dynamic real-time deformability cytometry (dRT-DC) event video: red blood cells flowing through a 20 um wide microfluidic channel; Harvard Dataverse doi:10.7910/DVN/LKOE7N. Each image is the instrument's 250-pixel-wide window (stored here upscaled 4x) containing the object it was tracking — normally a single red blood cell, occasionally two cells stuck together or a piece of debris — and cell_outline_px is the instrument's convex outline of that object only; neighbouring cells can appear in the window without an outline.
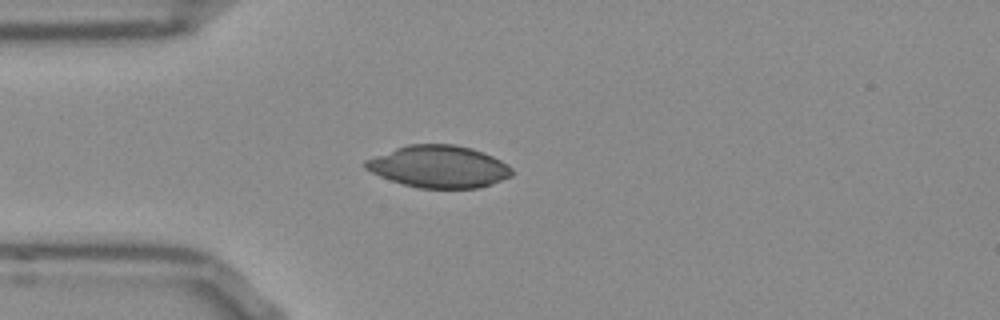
{"species": "Egyptian fruit bat (a non-hibernating species)", "species_latin": "Rousettus aegyptiacus", "temperature_condition": "room temperature", "stored_images_in_passage": 40, "camera_frame_rate_fps": 3000, "um_per_image_px": 0.085, "frame": {"image": 1, "passage_image": 1, "time_ms": 0.0, "image_size_px": [1000, 320], "cell_outline_px": [[512, 176], [492, 184], [480, 188], [420, 188], [404, 184], [380, 176], [364, 168], [364, 160], [396, 148], [408, 144], [456, 144], [472, 148], [492, 156], [508, 164], [512, 168]], "centroid_in_image_um": [37.32, 14.16], "position_along_channel_um": 47.7, "area_um2": 35.89}}
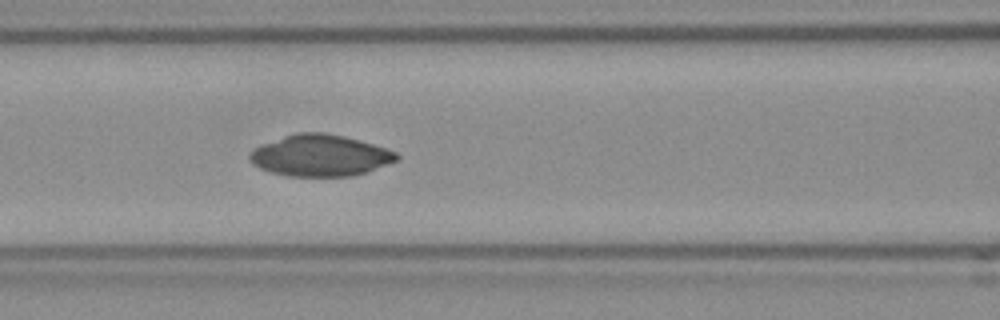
{"frame": {"image": 2, "passage_image": 9, "time_ms": 2.667, "image_size_px": [1000, 320], "cell_outline_px": [[400, 156], [396, 160], [368, 172], [352, 176], [288, 176], [272, 172], [260, 168], [252, 164], [248, 160], [248, 156], [260, 144], [296, 132], [324, 132], [344, 136], [372, 144], [396, 152]], "centroid_in_image_um": [27.19, 13.22], "position_along_channel_um": 139.4, "area_um2": 35.37}}
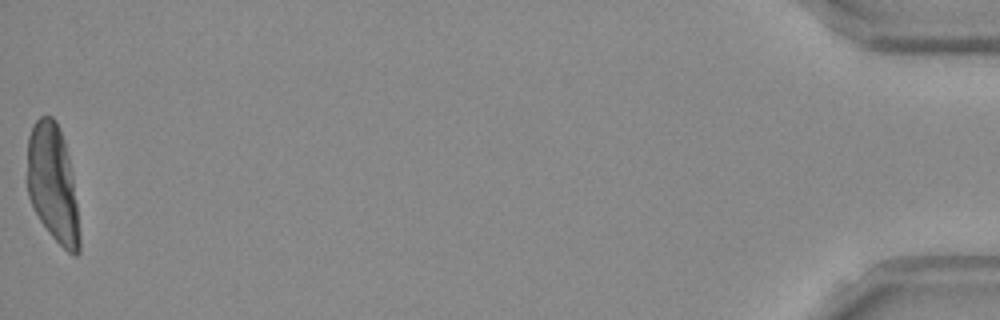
{"frame": {"image": 3, "passage_image": 40, "time_ms": 13.0, "image_size_px": [1000, 320], "cell_outline_px": [[80, 252], [76, 256], [72, 256], [48, 232], [40, 220], [28, 196], [28, 136], [32, 124], [40, 116], [52, 116], [56, 120], [64, 140], [68, 156], [72, 176], [76, 204], [80, 236]], "centroid_in_image_um": [4.49, 15.6], "position_along_channel_um": 430.7, "area_um2": 35.55}}